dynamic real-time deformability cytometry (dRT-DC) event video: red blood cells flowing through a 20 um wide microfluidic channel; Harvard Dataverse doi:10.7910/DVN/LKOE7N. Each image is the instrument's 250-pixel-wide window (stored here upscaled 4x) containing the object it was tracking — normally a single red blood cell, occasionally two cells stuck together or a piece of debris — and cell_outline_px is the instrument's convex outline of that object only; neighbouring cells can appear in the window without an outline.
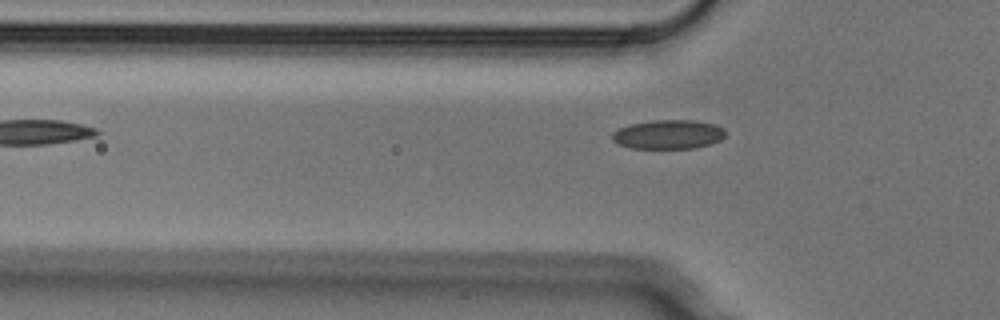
{"species": "Egyptian fruit bat (a non-hibernating species)", "species_latin": "Rousettus aegyptiacus", "temperature_condition": "cold", "stored_images_in_passage": 3, "camera_frame_rate_fps": 3000, "um_per_image_px": 0.085, "animal": {"sex": "male"}, "frame": {"image": 1, "passage_image": 3, "time_ms": 0.667, "image_size_px": [1000, 320], "cell_outline_px": [[724, 136], [720, 140], [696, 148], [632, 148], [616, 144], [612, 140], [612, 132], [620, 128], [632, 124], [652, 120], [696, 120], [716, 124], [724, 128]], "centroid_in_image_um": [56.8, 11.42], "position_along_channel_um": 69.0, "area_um2": 19.25}}